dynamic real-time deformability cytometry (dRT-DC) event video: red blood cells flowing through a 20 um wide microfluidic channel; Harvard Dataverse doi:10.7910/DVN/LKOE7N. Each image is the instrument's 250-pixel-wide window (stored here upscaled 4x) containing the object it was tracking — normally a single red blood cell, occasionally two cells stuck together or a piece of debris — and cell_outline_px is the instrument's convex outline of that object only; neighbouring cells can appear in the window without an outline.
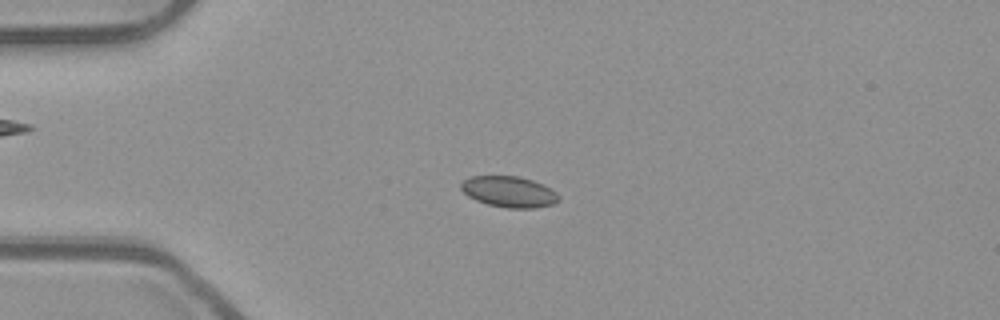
{"species": "common noctule bat (a hibernating species)", "species_latin": "Nyctalus noctula", "temperature_condition": "room temperature", "stored_images_in_passage": 55, "camera_frame_rate_fps": 3000, "um_per_image_px": 0.085, "animal": {"sex": "male", "body_mass_g": 23.1, "forearm_length_mm": 52.7}, "frame": {"image": 1, "passage_image": 15, "time_ms": 4.667, "image_size_px": [1000, 320], "cell_outline_px": [[560, 200], [552, 204], [536, 208], [508, 208], [488, 204], [476, 200], [468, 196], [460, 188], [460, 184], [464, 180], [472, 176], [520, 176], [544, 184], [552, 188], [560, 196]], "centroid_in_image_um": [43.3, 16.29], "position_along_channel_um": 41.7, "area_um2": 17.74}}
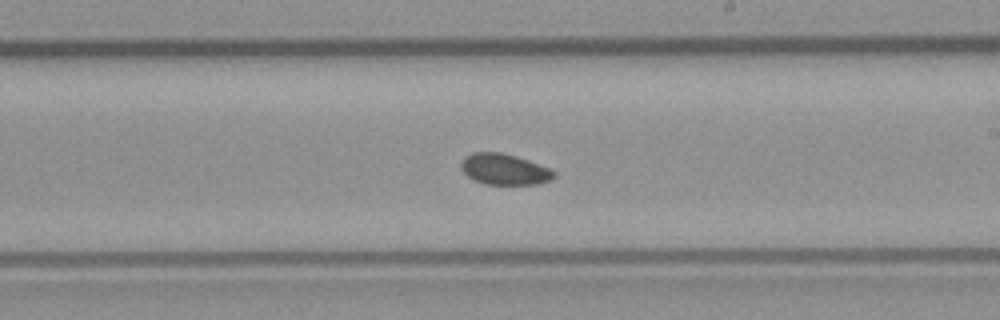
{"frame": {"image": 2, "passage_image": 33, "time_ms": 10.667, "image_size_px": [1000, 320], "cell_outline_px": [[556, 176], [552, 180], [536, 184], [484, 184], [468, 176], [460, 168], [460, 164], [464, 156], [472, 152], [500, 152], [516, 156], [528, 160], [548, 168], [556, 172]], "centroid_in_image_um": [42.86, 14.38], "position_along_channel_um": 246.1, "area_um2": 16.76}}
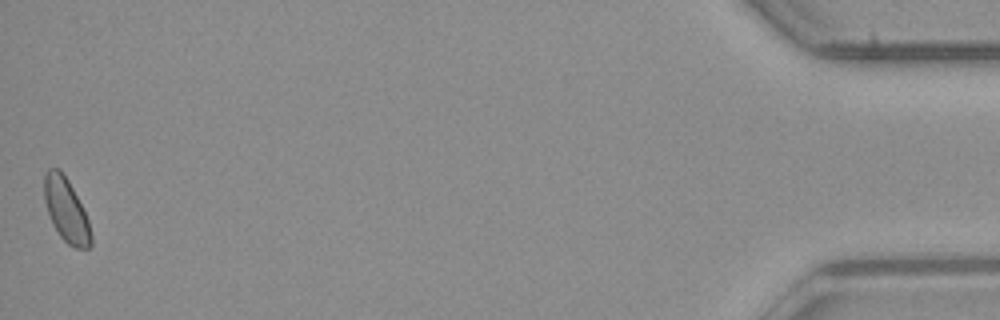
{"frame": {"image": 3, "passage_image": 55, "time_ms": 18.0, "image_size_px": [1000, 320], "cell_outline_px": [[92, 244], [88, 248], [76, 248], [68, 244], [60, 236], [48, 212], [44, 200], [44, 172], [48, 168], [60, 168], [68, 180], [88, 220], [92, 236]], "centroid_in_image_um": [5.61, 17.83], "position_along_channel_um": 429.6, "area_um2": 17.05}}